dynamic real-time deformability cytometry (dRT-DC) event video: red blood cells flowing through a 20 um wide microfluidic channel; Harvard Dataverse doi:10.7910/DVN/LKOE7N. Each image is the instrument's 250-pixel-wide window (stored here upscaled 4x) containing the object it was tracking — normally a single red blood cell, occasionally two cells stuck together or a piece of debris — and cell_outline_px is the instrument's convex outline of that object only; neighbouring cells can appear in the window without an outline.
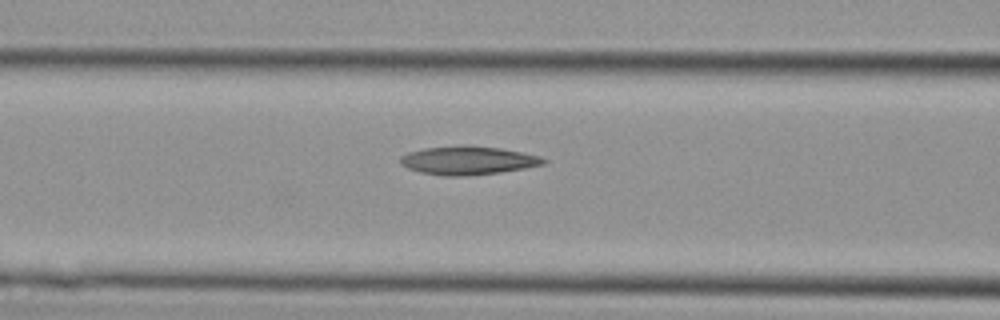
{"species": "Egyptian fruit bat (a non-hibernating species)", "species_latin": "Rousettus aegyptiacus", "temperature_condition": "cold", "stored_images_in_passage": 8, "camera_frame_rate_fps": 3000, "um_per_image_px": 0.085, "animal": {"sex": "female"}, "frame": {"image": 1, "passage_image": 7, "time_ms": 2.0, "image_size_px": [1000, 320], "cell_outline_px": [[548, 160], [544, 164], [524, 168], [500, 172], [464, 176], [444, 176], [420, 172], [408, 168], [400, 164], [400, 156], [408, 152], [424, 148], [500, 148], [520, 152], [536, 156]], "centroid_in_image_um": [39.74, 13.68], "position_along_channel_um": 126.9, "area_um2": 22.66}}